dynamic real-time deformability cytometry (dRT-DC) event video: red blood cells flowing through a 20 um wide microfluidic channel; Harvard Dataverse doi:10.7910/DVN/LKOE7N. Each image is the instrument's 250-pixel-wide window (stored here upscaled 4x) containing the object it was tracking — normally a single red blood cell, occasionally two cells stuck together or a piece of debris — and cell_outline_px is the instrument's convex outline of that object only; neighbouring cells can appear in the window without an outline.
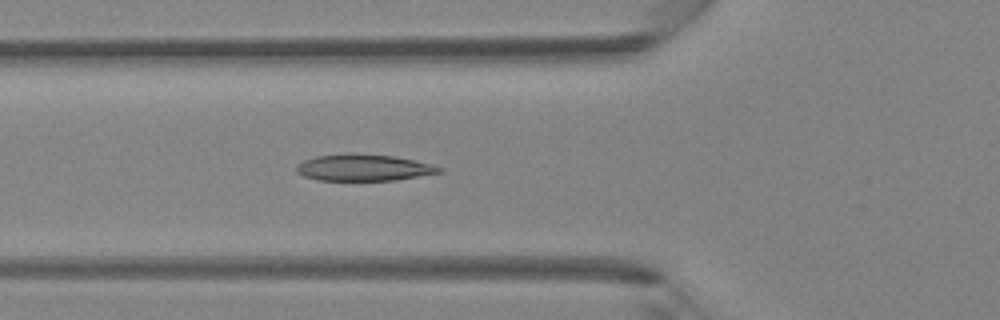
{"species": "Egyptian fruit bat (a non-hibernating species)", "species_latin": "Rousettus aegyptiacus", "temperature_condition": "room temperature", "stored_images_in_passage": 42, "camera_frame_rate_fps": 3000, "um_per_image_px": 0.085, "animal": {"sex": "female"}, "frame": {"image": 1, "passage_image": 14, "time_ms": 4.333, "image_size_px": [1000, 320], "cell_outline_px": [[444, 172], [396, 180], [316, 180], [304, 176], [296, 172], [296, 168], [304, 160], [316, 156], [352, 152], [396, 156], [432, 164], [444, 168]], "centroid_in_image_um": [30.95, 14.23], "position_along_channel_um": 94.8, "area_um2": 22.37}}
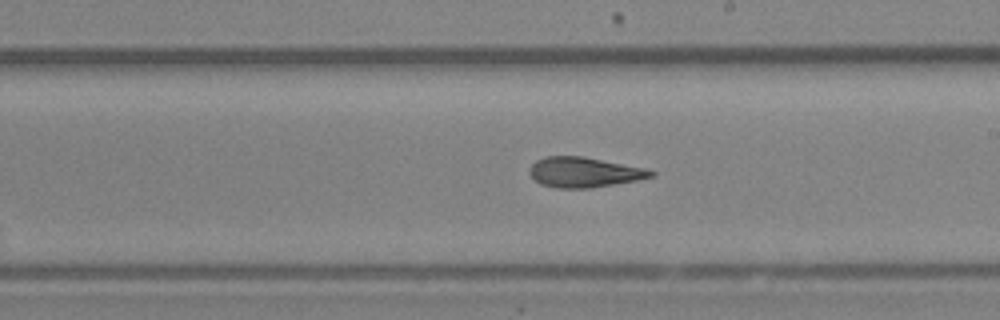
{"frame": {"image": 2, "passage_image": 23, "time_ms": 7.333, "image_size_px": [1000, 320], "cell_outline_px": [[656, 172], [652, 176], [636, 180], [592, 188], [556, 188], [540, 184], [528, 172], [528, 168], [536, 160], [544, 156], [584, 156], [648, 168]], "centroid_in_image_um": [49.64, 14.63], "position_along_channel_um": 239.4, "area_um2": 21.5}}
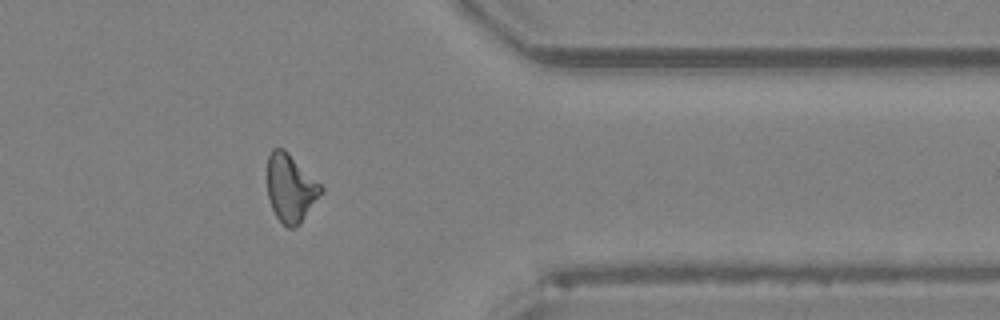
{"frame": {"image": 3, "passage_image": 33, "time_ms": 10.667, "image_size_px": [1000, 320], "cell_outline_px": [[324, 192], [300, 224], [292, 228], [288, 228], [276, 216], [272, 208], [268, 196], [268, 156], [272, 148], [284, 148], [324, 188]], "centroid_in_image_um": [24.72, 16.0], "position_along_channel_um": 386.7, "area_um2": 21.15}}